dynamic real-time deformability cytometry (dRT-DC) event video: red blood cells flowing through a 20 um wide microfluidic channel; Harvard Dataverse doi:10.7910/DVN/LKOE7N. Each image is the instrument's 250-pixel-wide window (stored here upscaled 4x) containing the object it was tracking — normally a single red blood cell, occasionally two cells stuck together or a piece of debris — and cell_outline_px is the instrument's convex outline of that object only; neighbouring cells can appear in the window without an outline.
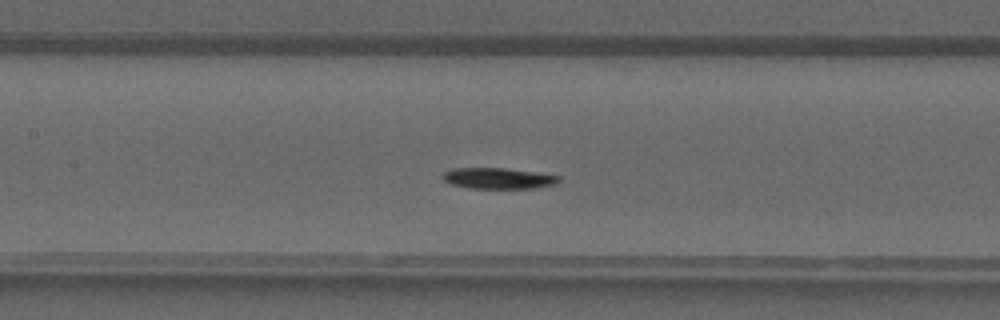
{"species": "common noctule bat (a hibernating species)", "species_latin": "Nyctalus noctula", "temperature_condition": "warm", "stored_images_in_passage": 34, "camera_frame_rate_fps": 3000, "um_per_image_px": 0.085, "animal": {"sex": "male", "forearm_length_mm": 52.5}, "frame": {"image": 1, "passage_image": 11, "time_ms": 3.333, "image_size_px": [1000, 320], "cell_outline_px": [[560, 180], [556, 184], [536, 188], [472, 188], [452, 184], [444, 180], [440, 176], [444, 172], [452, 168], [504, 168], [560, 176]], "centroid_in_image_um": [42.33, 15.15], "position_along_channel_um": 165.1, "area_um2": 14.05}}
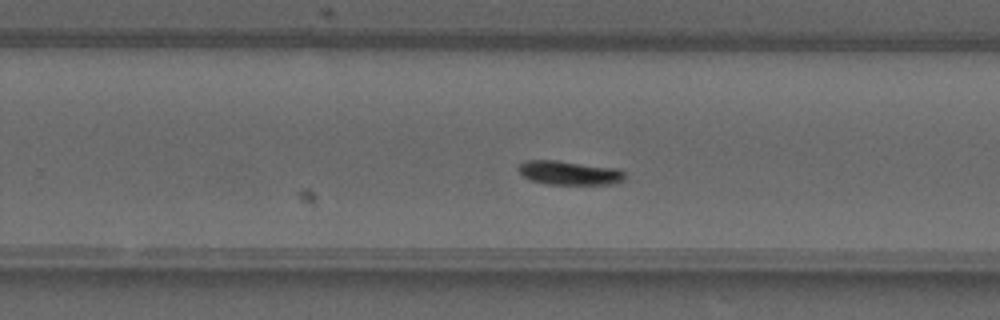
{"frame": {"image": 2, "passage_image": 18, "time_ms": 5.667, "image_size_px": [1000, 320], "cell_outline_px": [[624, 180], [616, 184], [548, 184], [528, 180], [516, 168], [524, 160], [556, 160], [616, 168], [624, 172]], "centroid_in_image_um": [48.36, 14.69], "position_along_channel_um": 281.4, "area_um2": 14.91}}
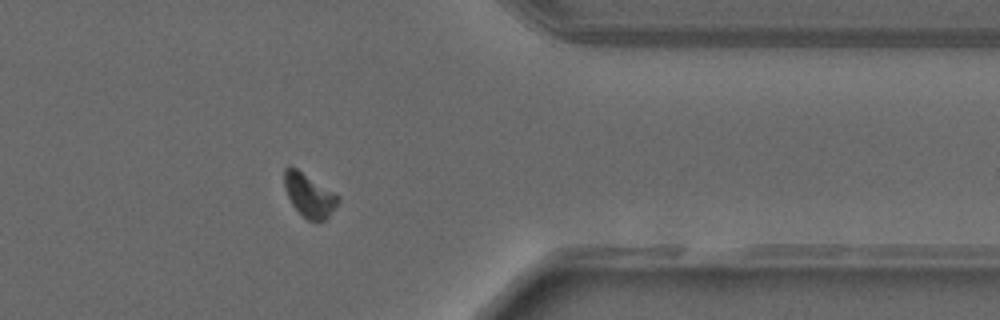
{"frame": {"image": 3, "passage_image": 25, "time_ms": 8.0, "image_size_px": [1000, 320], "cell_outline_px": [[340, 200], [328, 216], [324, 220], [308, 220], [292, 204], [284, 188], [284, 168], [296, 168], [336, 192], [340, 196]], "centroid_in_image_um": [26.3, 16.57], "position_along_channel_um": 385.1, "area_um2": 13.41}}